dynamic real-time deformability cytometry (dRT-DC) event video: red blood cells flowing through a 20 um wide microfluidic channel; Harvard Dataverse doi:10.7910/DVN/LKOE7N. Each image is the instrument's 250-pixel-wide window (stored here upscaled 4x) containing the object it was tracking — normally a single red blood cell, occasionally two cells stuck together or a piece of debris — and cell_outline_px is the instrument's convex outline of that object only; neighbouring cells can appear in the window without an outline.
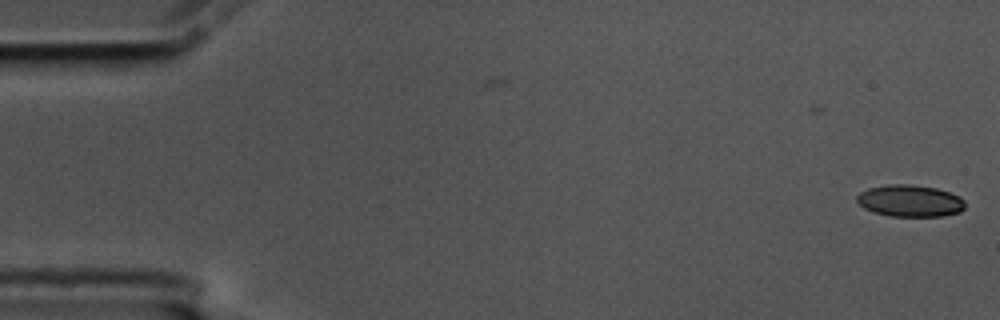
{"species": "common noctule bat (a hibernating species)", "species_latin": "Nyctalus noctula", "temperature_condition": "cold", "stored_images_in_passage": 2, "camera_frame_rate_fps": 3000, "um_per_image_px": 0.085, "animal": {"sex": "male", "body_mass_g": 17.5, "forearm_length_mm": 52.3}, "frame": {"image": 1, "passage_image": 2, "time_ms": 0.333, "image_size_px": [1000, 320], "cell_outline_px": [[964, 208], [960, 212], [944, 216], [888, 216], [872, 212], [864, 208], [856, 200], [856, 196], [860, 192], [868, 188], [888, 184], [908, 184], [936, 188], [960, 196], [964, 200]], "centroid_in_image_um": [77.33, 17.07], "position_along_channel_um": 7.7, "area_um2": 20.17}}